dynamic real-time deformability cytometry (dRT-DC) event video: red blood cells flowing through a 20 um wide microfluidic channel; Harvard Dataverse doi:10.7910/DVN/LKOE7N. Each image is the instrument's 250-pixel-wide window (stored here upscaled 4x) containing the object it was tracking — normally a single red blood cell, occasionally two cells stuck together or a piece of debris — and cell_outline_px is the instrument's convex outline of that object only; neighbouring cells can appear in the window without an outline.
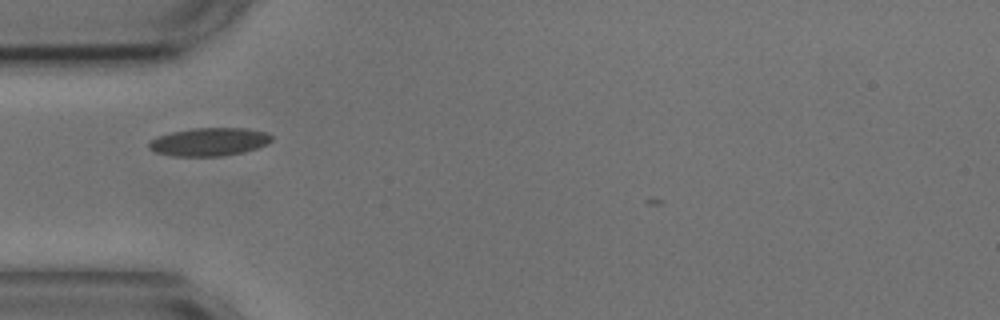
{"species": "common noctule bat (a hibernating species)", "species_latin": "Nyctalus noctula", "temperature_condition": "cold", "stored_images_in_passage": 30, "camera_frame_rate_fps": 3000, "um_per_image_px": 0.085, "animal": {"sex": "male", "body_mass_g": 17.9, "forearm_length_mm": 54.2}, "frame": {"image": 1, "passage_image": 1, "time_ms": 0.0, "image_size_px": [1000, 320], "cell_outline_px": [[272, 140], [268, 144], [244, 152], [224, 156], [172, 156], [156, 152], [148, 148], [148, 144], [156, 136], [172, 132], [192, 128], [244, 128], [268, 132], [272, 136]], "centroid_in_image_um": [17.8, 12.05], "position_along_channel_um": 67.2, "area_um2": 20.23}}
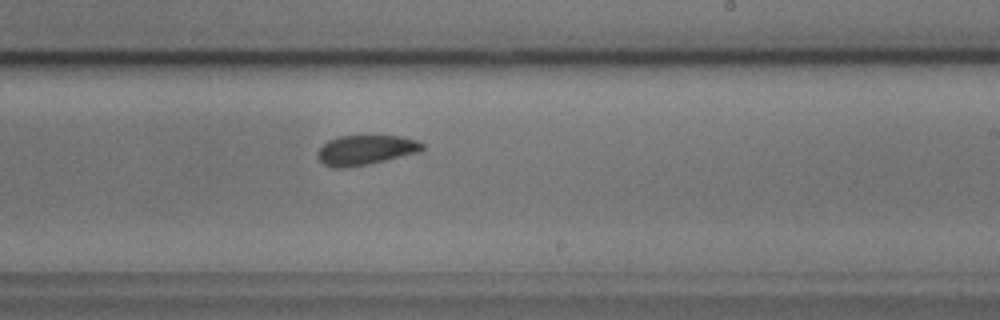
{"frame": {"image": 2, "passage_image": 17, "time_ms": 5.333, "image_size_px": [1000, 320], "cell_outline_px": [[424, 148], [420, 152], [368, 164], [348, 168], [332, 168], [324, 164], [316, 156], [320, 148], [328, 140], [336, 136], [400, 136], [416, 140], [424, 144]], "centroid_in_image_um": [31.06, 12.75], "position_along_channel_um": 257.9, "area_um2": 18.21}}